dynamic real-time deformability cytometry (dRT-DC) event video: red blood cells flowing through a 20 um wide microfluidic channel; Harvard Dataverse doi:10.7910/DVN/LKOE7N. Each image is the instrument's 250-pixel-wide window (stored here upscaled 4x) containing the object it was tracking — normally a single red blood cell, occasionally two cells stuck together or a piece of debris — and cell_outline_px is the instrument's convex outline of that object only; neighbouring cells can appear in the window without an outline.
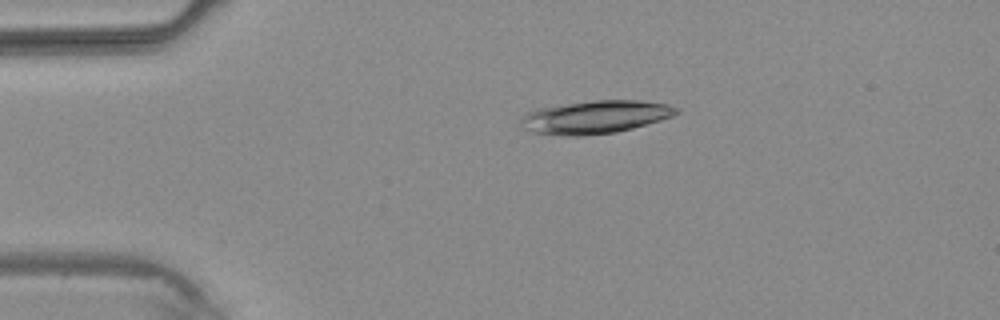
{"species": "common noctule bat (a hibernating species)", "species_latin": "Nyctalus noctula", "temperature_condition": "warm", "stored_images_in_passage": 2, "camera_frame_rate_fps": 3000, "um_per_image_px": 0.085, "animal": {"sex": "male", "body_mass_g": 20.4}, "frame": {"image": 1, "passage_image": 1, "time_ms": 0.0, "image_size_px": [1000, 320], "cell_outline_px": [[680, 112], [672, 116], [660, 120], [632, 128], [616, 132], [580, 136], [560, 136], [532, 132], [520, 128], [520, 116], [528, 112], [540, 108], [592, 100], [636, 100], [668, 104], [680, 108]], "centroid_in_image_um": [50.56, 9.96], "position_along_channel_um": 34.4, "area_um2": 30.06}}